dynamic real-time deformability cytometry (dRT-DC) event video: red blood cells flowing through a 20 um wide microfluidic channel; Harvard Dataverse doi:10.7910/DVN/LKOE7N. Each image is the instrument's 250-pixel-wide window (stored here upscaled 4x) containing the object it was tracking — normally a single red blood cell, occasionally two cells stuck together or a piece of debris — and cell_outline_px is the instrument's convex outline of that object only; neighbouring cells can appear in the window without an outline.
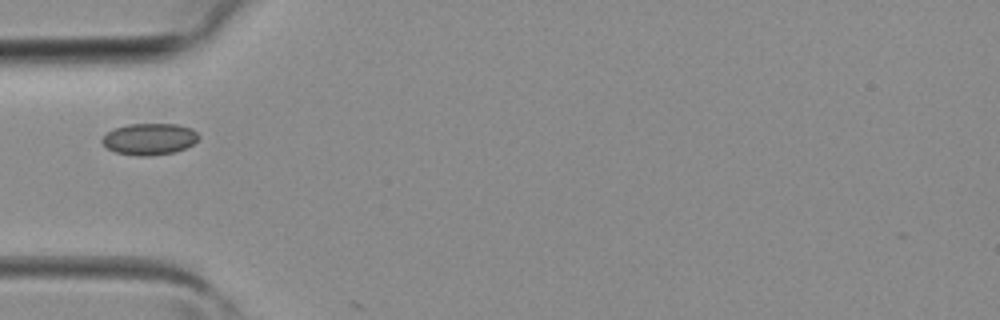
{"species": "common noctule bat (a hibernating species)", "species_latin": "Nyctalus noctula", "temperature_condition": "room temperature", "stored_images_in_passage": 1, "camera_frame_rate_fps": 3000, "um_per_image_px": 0.085, "animal": {"sex": "female", "body_mass_g": 19.3, "forearm_length_mm": 54.1}, "frame": {"image": 1, "passage_image": 1, "time_ms": 0.0, "image_size_px": [1000, 320], "cell_outline_px": [[200, 136], [192, 144], [176, 152], [148, 156], [140, 156], [116, 152], [108, 148], [100, 140], [112, 128], [128, 124], [180, 124], [192, 128]], "centroid_in_image_um": [12.71, 11.8], "position_along_channel_um": 72.3, "area_um2": 17.74}}